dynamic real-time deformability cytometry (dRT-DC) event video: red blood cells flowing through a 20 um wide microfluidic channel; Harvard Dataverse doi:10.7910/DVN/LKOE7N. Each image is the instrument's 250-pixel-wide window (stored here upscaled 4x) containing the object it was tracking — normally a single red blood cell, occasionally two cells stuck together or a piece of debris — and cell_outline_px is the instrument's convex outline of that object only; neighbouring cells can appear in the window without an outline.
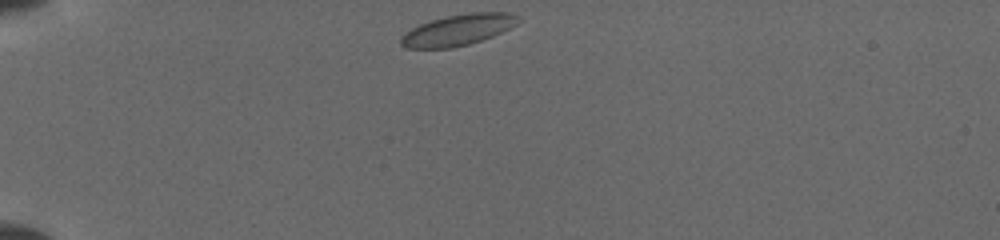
{"species": "common noctule bat (a hibernating species)", "species_latin": "Nyctalus noctula", "temperature_condition": "cold", "stored_images_in_passage": 31, "camera_frame_rate_fps": 3000, "um_per_image_px": 0.085, "animal": {"sex": "female", "body_mass_g": 19.5, "forearm_length_mm": 54.1}, "frame": {"image": 1, "passage_image": 1, "time_ms": 0.0, "image_size_px": [1000, 240], "cell_outline_px": [[520, 20], [516, 24], [492, 36], [468, 44], [452, 48], [408, 48], [400, 44], [400, 36], [404, 32], [420, 24], [432, 20], [448, 16], [468, 12], [508, 12], [516, 16]], "centroid_in_image_um": [38.88, 2.54], "position_along_channel_um": 46.1, "area_um2": 20.98}}
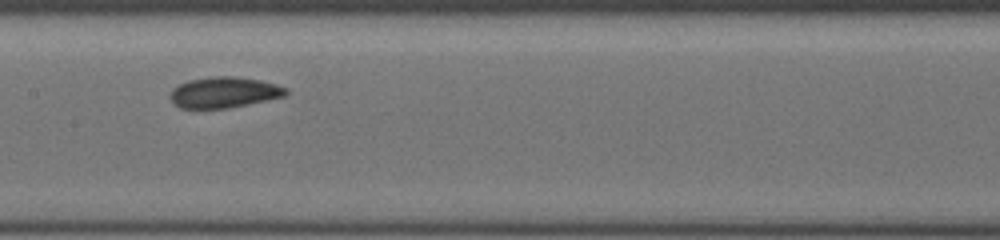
{"frame": {"image": 2, "passage_image": 13, "time_ms": 4.667, "image_size_px": [1000, 240], "cell_outline_px": [[288, 92], [284, 96], [268, 100], [228, 108], [180, 108], [168, 96], [172, 88], [188, 80], [208, 76], [232, 76], [260, 80], [276, 84], [288, 88]], "centroid_in_image_um": [19.04, 7.84], "position_along_channel_um": 188.4, "area_um2": 20.87}}
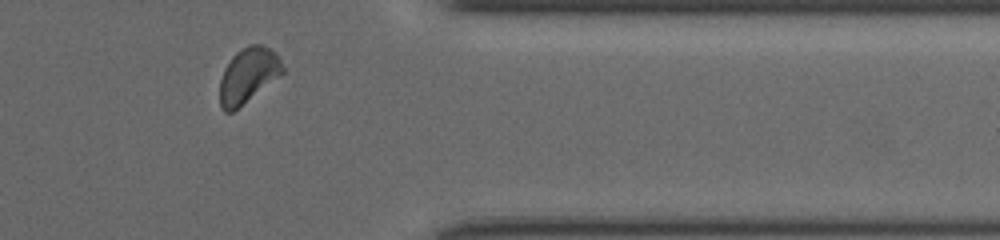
{"frame": {"image": 3, "passage_image": 26, "time_ms": 10.0, "image_size_px": [1000, 240], "cell_outline_px": [[284, 72], [232, 112], [224, 112], [220, 104], [220, 80], [224, 68], [232, 56], [236, 52], [248, 44], [260, 44], [276, 52], [284, 68]], "centroid_in_image_um": [21.07, 6.37], "position_along_channel_um": 390.3, "area_um2": 19.88}}